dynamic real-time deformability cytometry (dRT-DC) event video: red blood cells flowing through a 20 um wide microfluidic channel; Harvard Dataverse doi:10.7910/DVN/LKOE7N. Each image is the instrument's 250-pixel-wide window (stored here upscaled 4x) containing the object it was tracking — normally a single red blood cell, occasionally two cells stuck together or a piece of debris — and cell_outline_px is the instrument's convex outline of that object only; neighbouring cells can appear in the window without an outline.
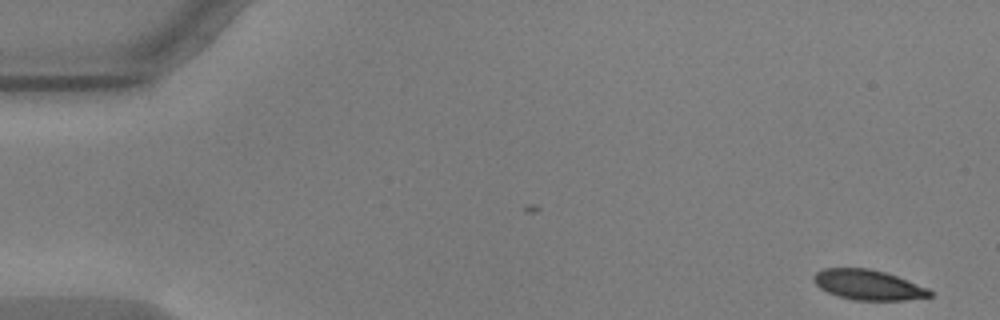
{"species": "common noctule bat (a hibernating species)", "species_latin": "Nyctalus noctula", "temperature_condition": "warm", "stored_images_in_passage": 55, "camera_frame_rate_fps": 3000, "um_per_image_px": 0.085, "animal": {"sex": "male", "body_mass_g": 17.9, "forearm_length_mm": 54.2}, "frame": {"image": 1, "passage_image": 1, "time_ms": 0.0, "image_size_px": [1000, 320], "cell_outline_px": [[932, 296], [904, 300], [856, 300], [840, 296], [828, 292], [820, 288], [812, 280], [812, 276], [816, 272], [824, 268], [868, 268], [884, 272], [896, 276], [928, 288], [932, 292]], "centroid_in_image_um": [73.77, 24.2], "position_along_channel_um": 11.2, "area_um2": 20.17}}
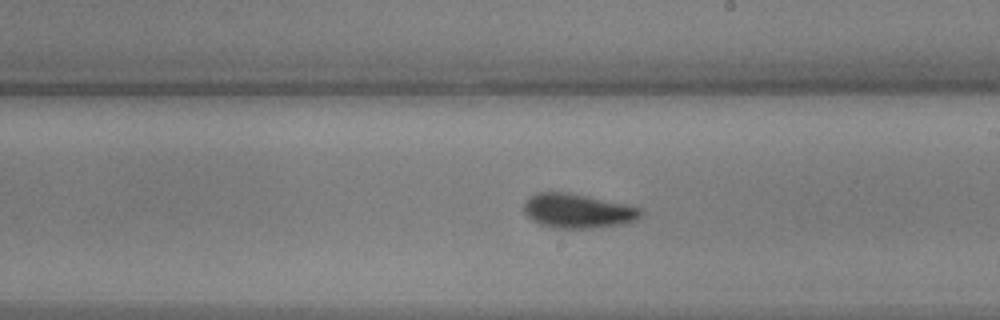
{"frame": {"image": 2, "passage_image": 31, "time_ms": 10.0, "image_size_px": [1000, 320], "cell_outline_px": [[644, 212], [636, 220], [624, 224], [592, 228], [556, 228], [540, 224], [532, 220], [524, 212], [524, 204], [536, 192], [568, 192], [588, 196], [624, 204], [640, 208]], "centroid_in_image_um": [49.12, 17.93], "position_along_channel_um": 239.9, "area_um2": 23.24}}
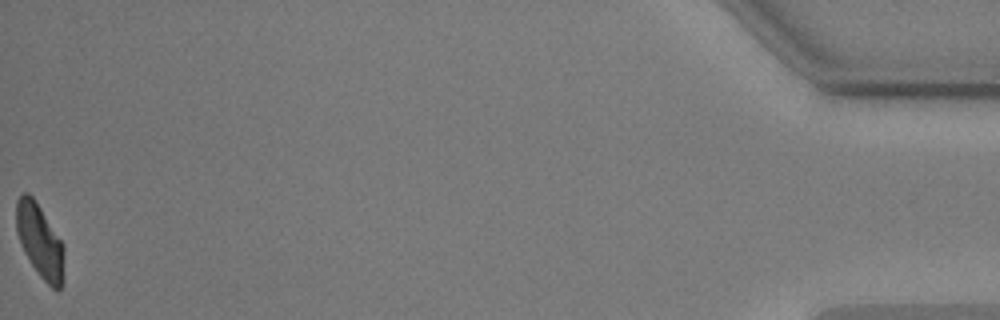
{"frame": {"image": 3, "passage_image": 55, "time_ms": 18.0, "image_size_px": [1000, 320], "cell_outline_px": [[64, 280], [60, 292], [56, 292], [40, 276], [24, 252], [20, 244], [16, 232], [16, 200], [24, 192], [28, 192], [32, 196], [64, 244]], "centroid_in_image_um": [3.41, 20.53], "position_along_channel_um": 431.8, "area_um2": 20.75}, "authors_computed_cell_mechanics": {"area_um2": 22.0218, "velocity_mm_per_s": 3.5852, "shape_relaxation_time_tau1_ms": 3.3041, "shape_relaxation_time_tau2_ms": 1.4879, "deformation_change_tau1": 0.1305, "deformation_change_tau2": 0.0646}}